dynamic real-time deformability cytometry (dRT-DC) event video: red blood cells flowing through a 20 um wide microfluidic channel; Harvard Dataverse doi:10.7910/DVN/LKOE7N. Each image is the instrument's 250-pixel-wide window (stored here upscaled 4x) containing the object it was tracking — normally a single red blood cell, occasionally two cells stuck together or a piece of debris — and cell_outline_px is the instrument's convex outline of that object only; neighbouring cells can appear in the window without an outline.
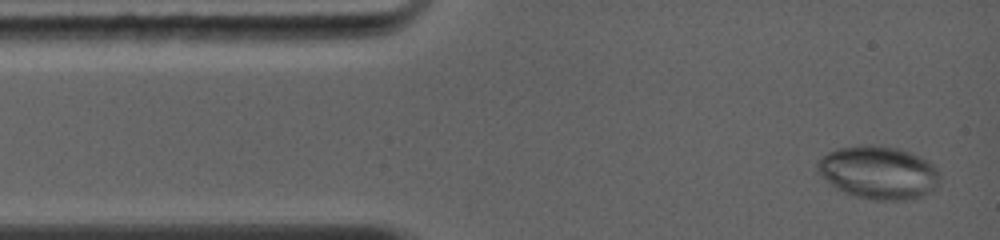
{"species": "common noctule bat (a hibernating species)", "species_latin": "Nyctalus noctula", "temperature_condition": "warm", "stored_images_in_passage": 4, "camera_frame_rate_fps": 5000, "um_per_image_px": 0.085, "animal": {"sex": "female", "body_mass_g": 19.0, "forearm_length_mm": 56.7}, "frame": {"image": 1, "passage_image": 1, "time_ms": 0.0, "image_size_px": [1000, 240], "cell_outline_px": [[932, 172], [912, 192], [904, 196], [864, 196], [852, 192], [844, 188], [832, 180], [820, 168], [820, 160], [824, 156], [840, 148], [872, 144], [896, 148], [908, 152], [924, 160], [932, 168]], "centroid_in_image_um": [74.43, 14.47], "position_along_channel_um": 10.6, "area_um2": 31.27}}